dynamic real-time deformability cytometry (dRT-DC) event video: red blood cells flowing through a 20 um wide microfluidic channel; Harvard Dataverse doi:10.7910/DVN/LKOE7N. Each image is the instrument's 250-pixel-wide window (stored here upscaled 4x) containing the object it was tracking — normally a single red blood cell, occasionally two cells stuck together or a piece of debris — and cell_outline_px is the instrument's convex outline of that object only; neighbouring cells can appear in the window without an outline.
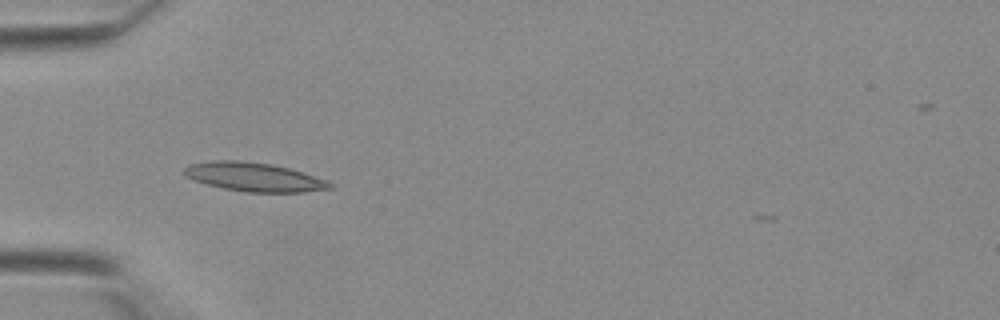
{"species": "Egyptian fruit bat (a non-hibernating species)", "species_latin": "Rousettus aegyptiacus", "temperature_condition": "warm", "stored_images_in_passage": 29, "camera_frame_rate_fps": 3000, "um_per_image_px": 0.085, "animal": {"sex": "female"}, "frame": {"image": 1, "passage_image": 1, "time_ms": 0.0, "image_size_px": [1000, 320], "cell_outline_px": [[332, 188], [304, 192], [248, 192], [224, 188], [208, 184], [196, 180], [188, 176], [184, 172], [184, 168], [188, 164], [212, 160], [240, 160], [272, 164], [288, 168], [324, 180], [332, 184]], "centroid_in_image_um": [21.56, 15.03], "position_along_channel_um": 63.4, "area_um2": 23.99}}
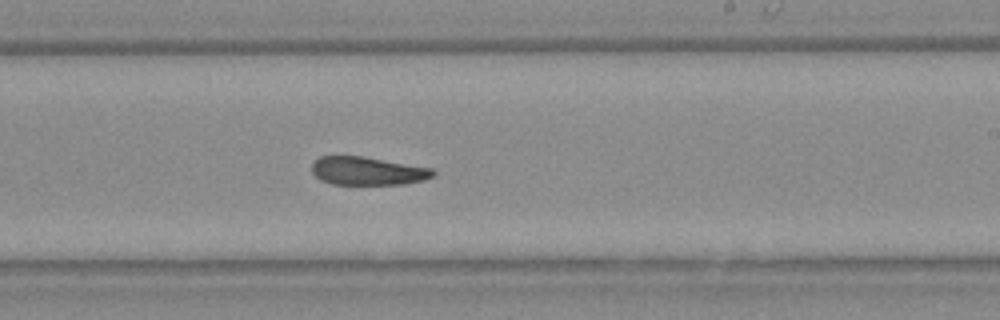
{"frame": {"image": 2, "passage_image": 13, "time_ms": 4.0, "image_size_px": [1000, 320], "cell_outline_px": [[436, 172], [432, 176], [424, 180], [404, 184], [332, 184], [320, 180], [312, 172], [312, 164], [320, 156], [364, 156], [432, 168]], "centroid_in_image_um": [31.25, 14.53], "position_along_channel_um": 257.8, "area_um2": 19.94}}
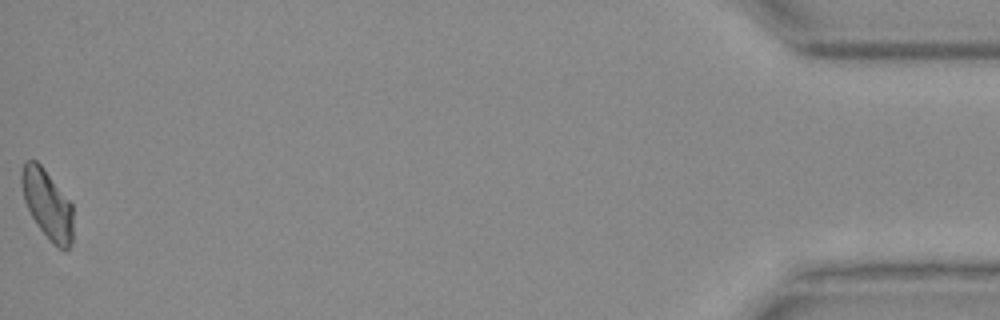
{"frame": {"image": 3, "passage_image": 29, "time_ms": 9.333, "image_size_px": [1000, 320], "cell_outline_px": [[72, 244], [64, 252], [40, 228], [32, 216], [24, 200], [20, 184], [20, 172], [24, 160], [36, 160], [44, 168], [72, 204]], "centroid_in_image_um": [4.0, 17.3], "position_along_channel_um": 431.2, "area_um2": 20.58}}